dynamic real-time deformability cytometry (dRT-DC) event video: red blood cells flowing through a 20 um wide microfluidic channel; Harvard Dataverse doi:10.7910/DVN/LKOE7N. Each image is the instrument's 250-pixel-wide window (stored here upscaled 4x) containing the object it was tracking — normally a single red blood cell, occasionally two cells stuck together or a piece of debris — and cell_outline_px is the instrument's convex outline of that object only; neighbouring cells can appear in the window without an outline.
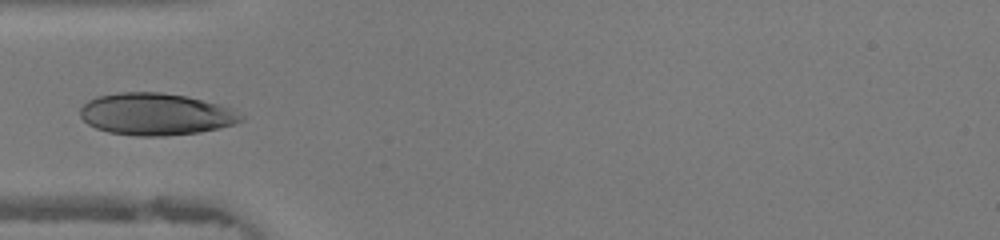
{"species": "human", "species_latin": "Homo sapiens", "temperature_condition": "warm", "stored_images_in_passage": 47, "camera_frame_rate_fps": 3000, "um_per_image_px": 0.085, "donor": {"sex": "female"}, "frame": {"image": 1, "passage_image": 15, "time_ms": 4.667, "image_size_px": [1000, 240], "cell_outline_px": [[244, 120], [236, 124], [220, 128], [200, 132], [164, 136], [136, 136], [108, 132], [96, 128], [88, 124], [80, 116], [80, 108], [88, 100], [96, 96], [120, 92], [160, 92], [188, 96], [220, 104], [232, 108], [244, 116]], "centroid_in_image_um": [13.27, 9.7], "position_along_channel_um": 71.7, "area_um2": 39.77}}
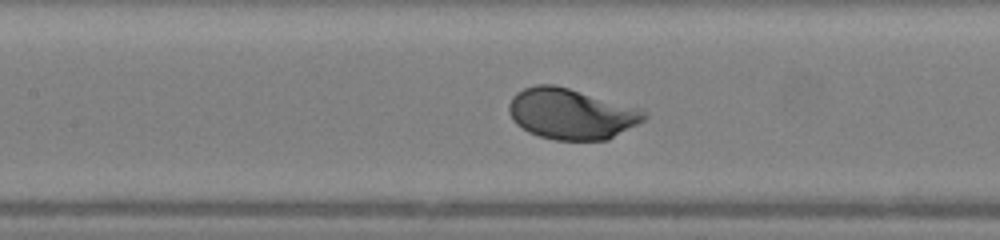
{"frame": {"image": 2, "passage_image": 21, "time_ms": 6.667, "image_size_px": [1000, 240], "cell_outline_px": [[648, 116], [644, 120], [608, 140], [556, 140], [540, 136], [528, 132], [516, 124], [512, 120], [508, 112], [508, 104], [512, 96], [516, 92], [524, 88], [536, 84], [552, 84], [568, 88], [640, 108], [648, 112]], "centroid_in_image_um": [48.53, 9.67], "position_along_channel_um": 158.9, "area_um2": 40.11}}
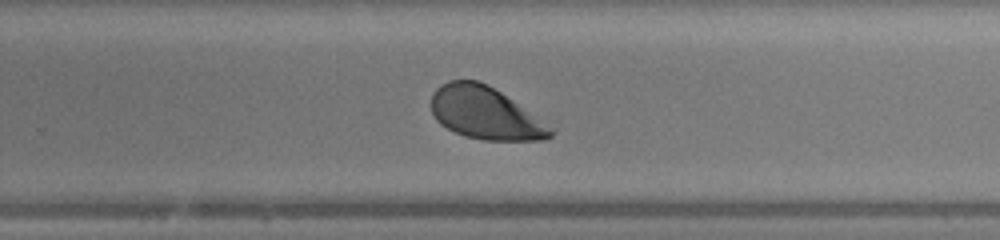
{"frame": {"image": 3, "passage_image": 30, "time_ms": 9.667, "image_size_px": [1000, 240], "cell_outline_px": [[552, 136], [540, 140], [484, 140], [464, 136], [440, 124], [436, 120], [428, 104], [432, 92], [440, 84], [448, 80], [476, 80], [488, 84], [512, 100], [552, 128]], "centroid_in_image_um": [41.14, 9.6], "position_along_channel_um": 288.7, "area_um2": 36.24}, "authors_computed_cell_mechanics": {"area_um2": 39.4196, "velocity_mm_per_s": 4.3297, "shape_relaxation_time_tau1_ms": 1.4778, "shape_relaxation_time_tau2_ms": null, "deformation_change_tau1": 0.1246, "deformation_change_tau2": null}}